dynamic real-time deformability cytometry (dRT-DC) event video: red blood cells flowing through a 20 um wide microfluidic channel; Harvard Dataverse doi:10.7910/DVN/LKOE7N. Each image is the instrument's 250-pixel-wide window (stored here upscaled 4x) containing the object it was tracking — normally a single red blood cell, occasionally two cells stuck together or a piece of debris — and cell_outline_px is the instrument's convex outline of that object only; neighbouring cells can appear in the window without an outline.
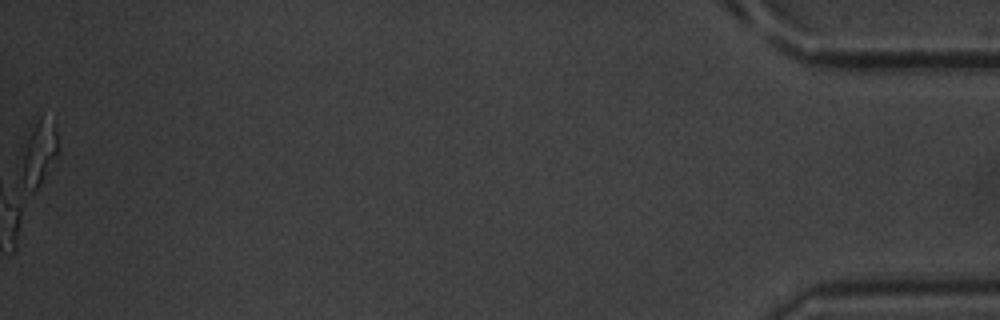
{"species": "common noctule bat (a hibernating species)", "species_latin": "Nyctalus noctula", "temperature_condition": "warm", "stored_images_in_passage": 49, "camera_frame_rate_fps": 3000, "um_per_image_px": 0.085, "animal": {"sex": "male", "body_mass_g": 20.1, "forearm_length_mm": 53.5}, "frame": {"image": 1, "passage_image": 49, "time_ms": 16.0, "image_size_px": [1000, 320], "cell_outline_px": [[56, 152], [36, 188], [32, 192], [24, 184], [24, 156], [28, 140], [40, 116], [56, 120]], "centroid_in_image_um": [3.36, 12.89], "position_along_channel_um": 431.8, "area_um2": 11.91}, "authors_computed_cell_mechanics": {"area_um2": 18.6694, "velocity_mm_per_s": 3.8721, "shape_relaxation_time_tau1_ms": 3.6105, "shape_relaxation_time_tau2_ms": 2.6841, "deformation_change_tau1": 0.1468, "deformation_change_tau2": 0.0903}}